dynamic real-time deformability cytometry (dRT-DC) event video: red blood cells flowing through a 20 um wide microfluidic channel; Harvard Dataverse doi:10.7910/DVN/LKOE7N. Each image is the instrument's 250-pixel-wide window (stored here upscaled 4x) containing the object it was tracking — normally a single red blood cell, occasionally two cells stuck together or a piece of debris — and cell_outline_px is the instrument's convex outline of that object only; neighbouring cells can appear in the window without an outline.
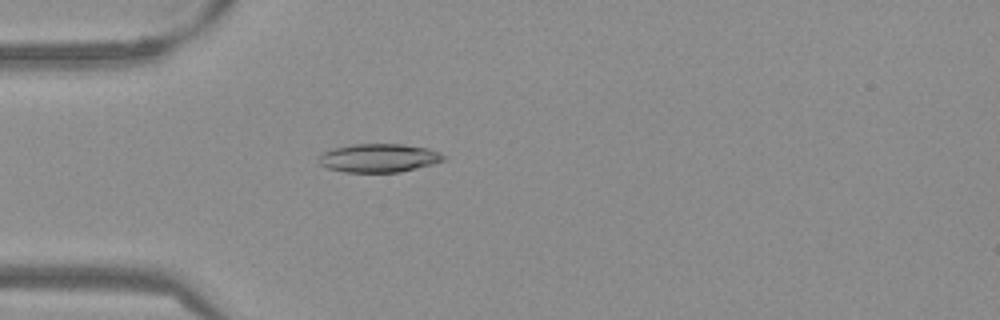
{"species": "Egyptian fruit bat (a non-hibernating species)", "species_latin": "Rousettus aegyptiacus", "temperature_condition": "warm", "stored_images_in_passage": 47, "camera_frame_rate_fps": 3000, "um_per_image_px": 0.085, "frame": {"image": 1, "passage_image": 9, "time_ms": 2.667, "image_size_px": [1000, 320], "cell_outline_px": [[444, 160], [432, 164], [400, 172], [344, 172], [328, 168], [320, 164], [316, 160], [324, 152], [332, 148], [352, 144], [404, 144], [428, 148], [440, 152], [444, 156]], "centroid_in_image_um": [32.18, 13.42], "position_along_channel_um": 52.8, "area_um2": 20.75}}
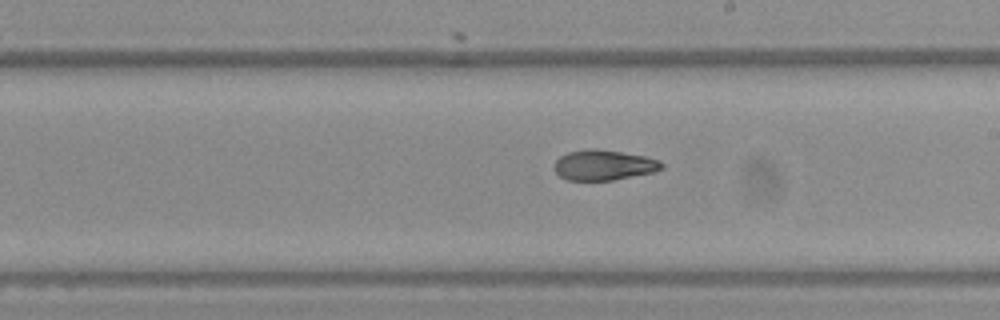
{"frame": {"image": 2, "passage_image": 24, "time_ms": 7.667, "image_size_px": [1000, 320], "cell_outline_px": [[664, 168], [652, 172], [612, 180], [568, 180], [560, 176], [552, 168], [552, 164], [560, 156], [568, 152], [588, 148], [596, 148], [644, 156], [660, 160], [664, 164]], "centroid_in_image_um": [51.28, 14.02], "position_along_channel_um": 237.7, "area_um2": 19.02}}
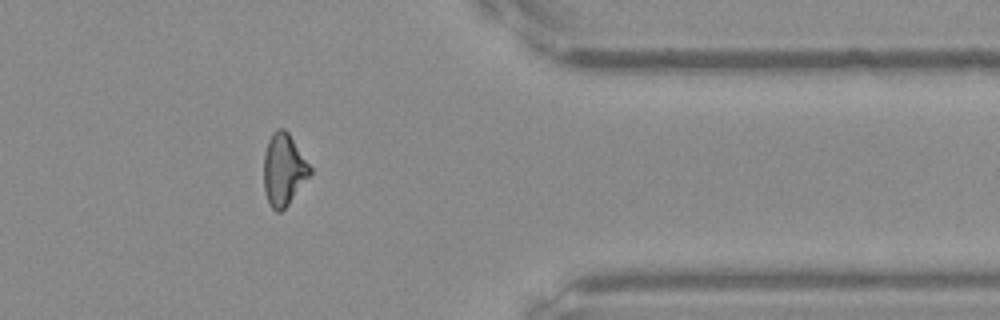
{"frame": {"image": 3, "passage_image": 37, "time_ms": 12.0, "image_size_px": [1000, 320], "cell_outline_px": [[312, 172], [288, 204], [280, 212], [276, 212], [272, 208], [264, 192], [264, 152], [268, 140], [272, 132], [276, 128], [284, 128], [288, 132], [312, 168]], "centroid_in_image_um": [24.1, 14.39], "position_along_channel_um": 387.3, "area_um2": 19.31}, "authors_computed_cell_mechanics": {"area_um2": 19.8832, "velocity_mm_per_s": 3.8506, "shape_relaxation_time_tau1_ms": 3.7343, "shape_relaxation_time_tau2_ms": 5.1951, "deformation_change_tau1": 0.1684, "deformation_change_tau2": 0.1272}}